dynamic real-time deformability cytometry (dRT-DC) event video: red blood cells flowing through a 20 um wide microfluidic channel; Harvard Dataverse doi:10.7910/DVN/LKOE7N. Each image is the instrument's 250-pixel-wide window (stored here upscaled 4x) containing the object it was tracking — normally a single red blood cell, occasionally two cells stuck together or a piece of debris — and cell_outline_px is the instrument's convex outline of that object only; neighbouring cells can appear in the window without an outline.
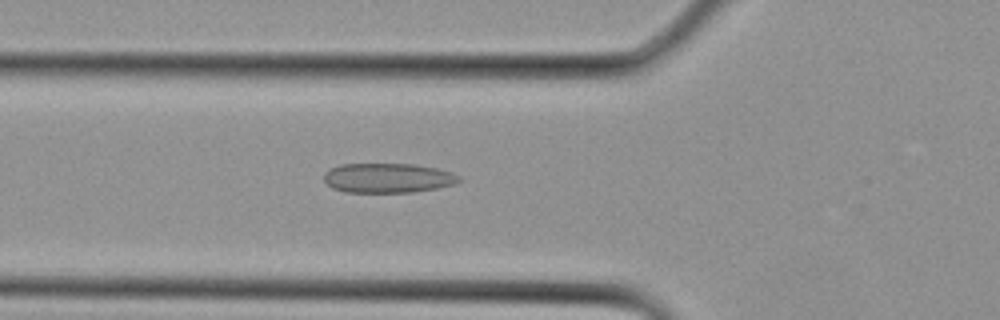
{"species": "Egyptian fruit bat (a non-hibernating species)", "species_latin": "Rousettus aegyptiacus", "temperature_condition": "cold", "stored_images_in_passage": 12, "camera_frame_rate_fps": 3000, "um_per_image_px": 0.085, "animal": {"sex": "female"}, "frame": {"image": 1, "passage_image": 10, "time_ms": 3.0, "image_size_px": [1000, 320], "cell_outline_px": [[460, 180], [456, 184], [436, 188], [412, 192], [344, 192], [332, 188], [324, 180], [324, 172], [340, 164], [412, 164], [436, 168], [452, 172], [460, 176]], "centroid_in_image_um": [32.97, 15.13], "position_along_channel_um": 92.8, "area_um2": 23.29}}
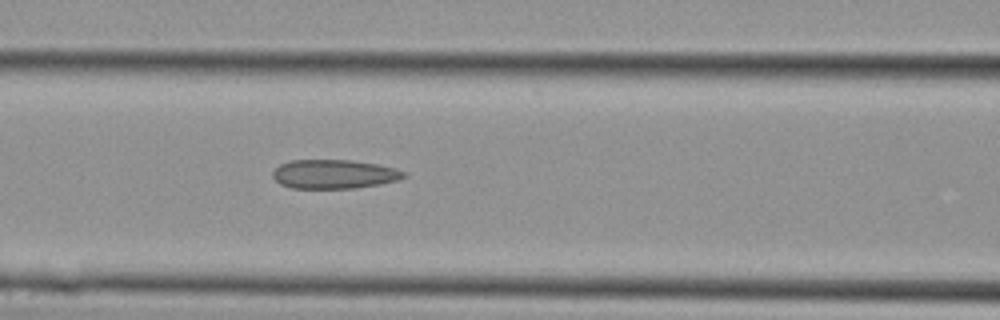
{"frame": {"image": 2, "passage_image": 12, "time_ms": 3.667, "image_size_px": [1000, 320], "cell_outline_px": [[408, 176], [400, 180], [380, 184], [356, 188], [292, 188], [280, 184], [272, 176], [272, 172], [280, 164], [292, 160], [352, 160], [376, 164], [396, 168], [408, 172]], "centroid_in_image_um": [28.45, 14.8], "position_along_channel_um": 138.1, "area_um2": 22.37}}